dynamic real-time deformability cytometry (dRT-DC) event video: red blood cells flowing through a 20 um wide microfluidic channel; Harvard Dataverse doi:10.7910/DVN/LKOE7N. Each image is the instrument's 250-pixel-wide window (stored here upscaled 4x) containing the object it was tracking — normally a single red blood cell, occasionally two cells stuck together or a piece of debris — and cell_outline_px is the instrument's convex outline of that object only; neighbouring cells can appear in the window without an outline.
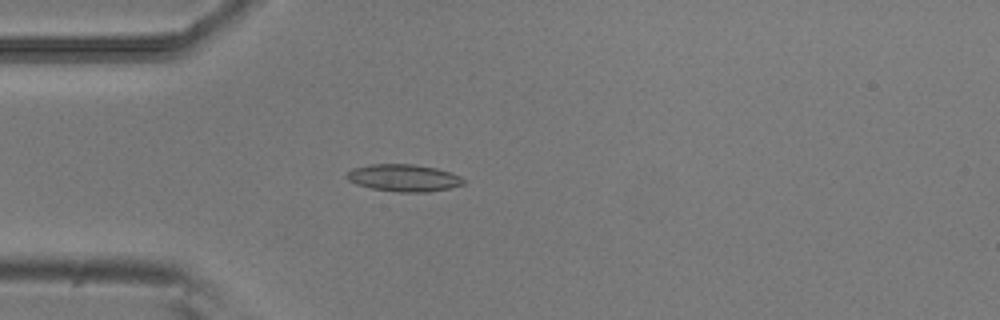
{"species": "common noctule bat (a hibernating species)", "species_latin": "Nyctalus noctula", "temperature_condition": "room temperature", "stored_images_in_passage": 51, "camera_frame_rate_fps": 3000, "um_per_image_px": 0.085, "animal": {"sex": "male", "body_mass_g": 20.5, "forearm_length_mm": 52.5}, "frame": {"image": 1, "passage_image": 13, "time_ms": 4.0, "image_size_px": [1000, 320], "cell_outline_px": [[464, 184], [448, 188], [428, 192], [396, 192], [372, 188], [356, 184], [348, 180], [344, 176], [352, 168], [372, 164], [416, 164], [436, 168], [460, 176], [464, 180]], "centroid_in_image_um": [34.28, 15.12], "position_along_channel_um": 50.7, "area_um2": 18.44}}
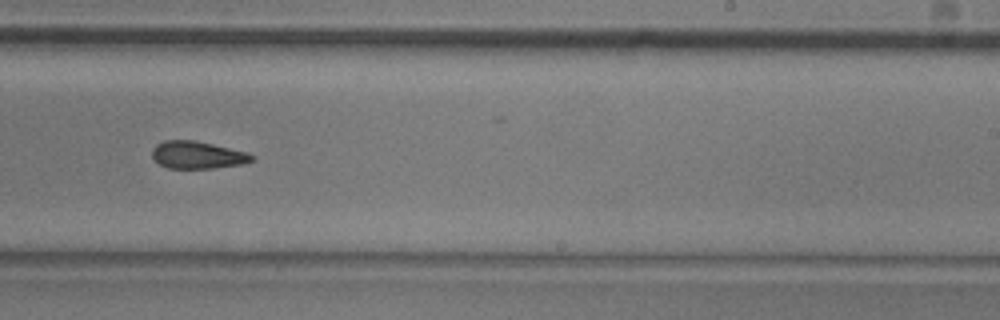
{"frame": {"image": 2, "passage_image": 31, "time_ms": 10.0, "image_size_px": [1000, 320], "cell_outline_px": [[256, 156], [252, 160], [244, 164], [212, 168], [168, 168], [160, 164], [152, 156], [152, 148], [156, 144], [164, 140], [196, 140], [244, 152]], "centroid_in_image_um": [16.76, 13.17], "position_along_channel_um": 272.2, "area_um2": 15.78}}
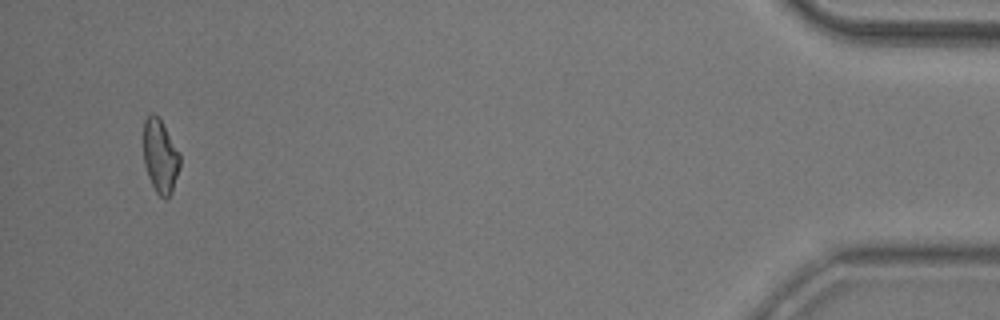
{"frame": {"image": 3, "passage_image": 49, "time_ms": 16.0, "image_size_px": [1000, 320], "cell_outline_px": [[180, 164], [172, 192], [164, 200], [156, 192], [148, 176], [144, 164], [144, 120], [152, 112], [160, 116], [180, 152]], "centroid_in_image_um": [13.63, 13.23], "position_along_channel_um": 421.6, "area_um2": 15.84}, "authors_computed_cell_mechanics": {"area_um2": 16.473, "velocity_mm_per_s": 3.8254, "shape_relaxation_time_tau1_ms": 6.2864, "shape_relaxation_time_tau2_ms": 4.4492, "deformation_change_tau1": 0.1404, "deformation_change_tau2": 0.1272}}